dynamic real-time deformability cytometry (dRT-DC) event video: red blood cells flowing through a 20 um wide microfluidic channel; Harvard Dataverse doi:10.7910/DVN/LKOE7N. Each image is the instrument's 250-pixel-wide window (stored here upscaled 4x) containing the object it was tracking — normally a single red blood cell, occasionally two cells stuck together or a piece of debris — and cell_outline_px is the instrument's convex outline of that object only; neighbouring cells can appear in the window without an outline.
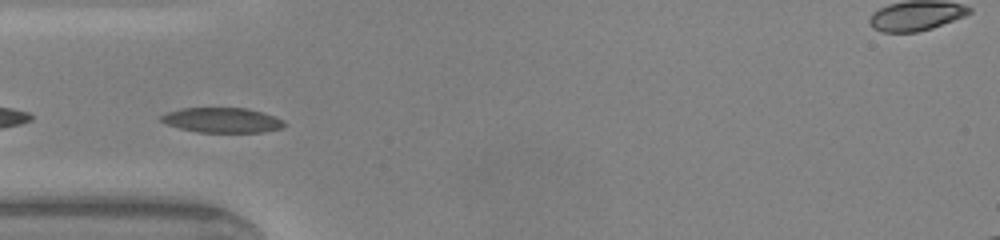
{"species": "common noctule bat (a hibernating species)", "species_latin": "Nyctalus noctula", "temperature_condition": "warm", "stored_images_in_passage": 12, "camera_frame_rate_fps": 3000, "um_per_image_px": 0.085, "animal": {"sex": "male", "body_mass_g": 20.0, "forearm_length_mm": 53.3}, "frame": {"image": 1, "passage_image": 11, "time_ms": 3.333, "image_size_px": [1000, 240], "cell_outline_px": [[288, 124], [284, 128], [260, 132], [200, 132], [180, 128], [168, 124], [160, 120], [160, 116], [168, 112], [180, 108], [248, 108], [284, 120]], "centroid_in_image_um": [18.91, 10.21], "position_along_channel_um": 66.1, "area_um2": 17.8}}